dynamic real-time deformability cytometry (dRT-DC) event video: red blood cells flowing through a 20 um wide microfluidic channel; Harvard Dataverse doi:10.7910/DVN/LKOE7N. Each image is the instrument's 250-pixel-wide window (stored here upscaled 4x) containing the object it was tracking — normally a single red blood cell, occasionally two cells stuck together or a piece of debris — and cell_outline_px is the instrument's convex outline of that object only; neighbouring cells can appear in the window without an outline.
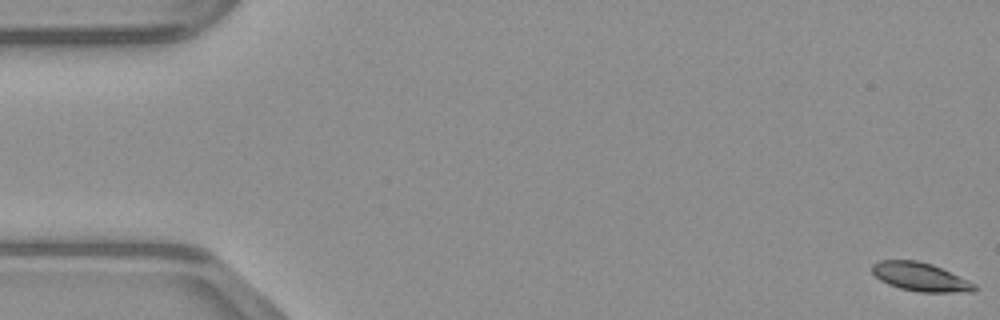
{"species": "common noctule bat (a hibernating species)", "species_latin": "Nyctalus noctula", "temperature_condition": "warm", "stored_images_in_passage": 50, "segment_of_instrument_passage": [1, 2], "camera_frame_rate_fps": 3000, "um_per_image_px": 0.085, "animal": {"sex": "male", "body_mass_g": 23.1, "forearm_length_mm": 52.7}, "frame": {"image": 1, "passage_image": 1, "time_ms": 0.0, "image_size_px": [1000, 320], "cell_outline_px": [[980, 288], [972, 292], [920, 292], [900, 288], [888, 284], [880, 280], [872, 272], [872, 264], [880, 260], [916, 260], [932, 264], [968, 280], [976, 284]], "centroid_in_image_um": [78.25, 23.54], "position_along_channel_um": 6.7, "area_um2": 17.05}}
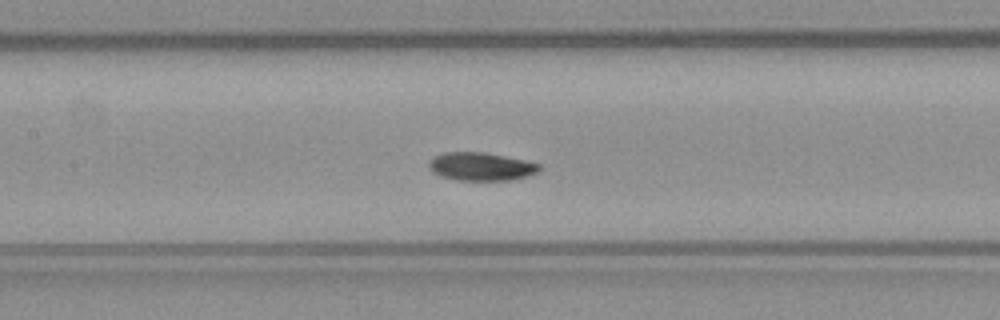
{"frame": {"image": 2, "passage_image": 23, "time_ms": 7.333, "image_size_px": [1000, 320], "cell_outline_px": [[540, 168], [536, 172], [528, 176], [508, 180], [456, 180], [432, 172], [428, 164], [428, 160], [432, 156], [444, 152], [484, 152], [524, 160], [540, 164]], "centroid_in_image_um": [40.84, 14.14], "position_along_channel_um": 166.6, "area_um2": 18.03}}
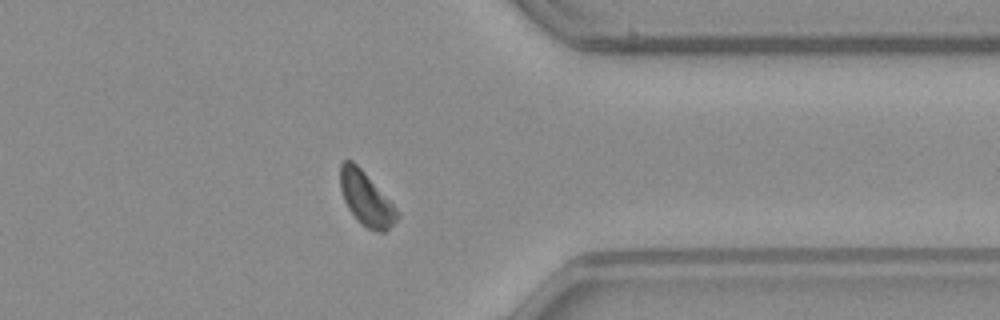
{"frame": {"image": 3, "passage_image": 39, "time_ms": 12.667, "image_size_px": [1000, 320], "cell_outline_px": [[400, 216], [384, 232], [376, 232], [360, 224], [348, 208], [344, 200], [340, 188], [340, 164], [344, 160], [352, 160], [364, 172], [400, 212]], "centroid_in_image_um": [31.11, 16.9], "position_along_channel_um": 380.3, "area_um2": 17.63}}